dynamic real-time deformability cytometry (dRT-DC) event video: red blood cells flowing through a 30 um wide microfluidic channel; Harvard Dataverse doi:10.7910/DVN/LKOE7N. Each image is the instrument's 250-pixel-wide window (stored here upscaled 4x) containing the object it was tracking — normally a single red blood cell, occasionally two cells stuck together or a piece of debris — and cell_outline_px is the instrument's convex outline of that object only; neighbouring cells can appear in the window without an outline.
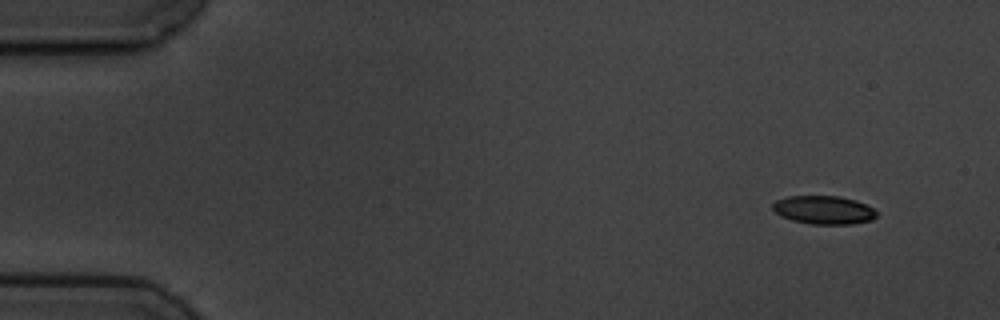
{"species": "common noctule bat (a hibernating species)", "species_latin": "Nyctalus noctula", "temperature_condition": "cold", "stored_images_in_passage": 5, "camera_frame_rate_fps": 3000, "um_per_image_px": 0.085, "animal": {"sex": "male", "body_mass_g": 19.5, "forearm_length_mm": 54.6}, "frame": {"image": 1, "passage_image": 1, "time_ms": 0.0, "image_size_px": [1000, 320], "cell_outline_px": [[876, 216], [872, 220], [852, 224], [812, 224], [792, 220], [780, 216], [772, 208], [772, 204], [776, 200], [788, 196], [840, 196], [856, 200], [872, 208], [876, 212]], "centroid_in_image_um": [70.0, 17.84], "position_along_channel_um": 15.0, "area_um2": 17.17}}